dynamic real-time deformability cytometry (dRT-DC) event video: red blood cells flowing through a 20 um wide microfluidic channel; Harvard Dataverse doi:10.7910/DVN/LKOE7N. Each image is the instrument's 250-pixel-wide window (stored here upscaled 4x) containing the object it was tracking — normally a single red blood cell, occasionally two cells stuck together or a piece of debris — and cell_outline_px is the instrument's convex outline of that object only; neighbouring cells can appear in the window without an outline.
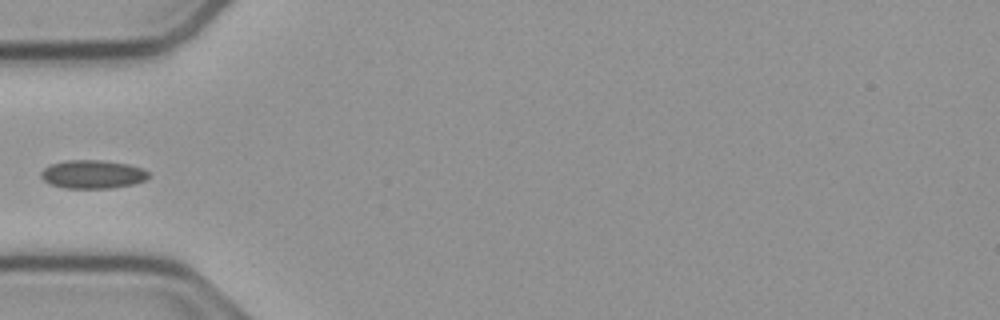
{"species": "common noctule bat (a hibernating species)", "species_latin": "Nyctalus noctula", "temperature_condition": "cold", "stored_images_in_passage": 37, "camera_frame_rate_fps": 3000, "um_per_image_px": 0.085, "animal": {"sex": "male", "body_mass_g": 23.1, "forearm_length_mm": 52.7}, "frame": {"image": 1, "passage_image": 1, "time_ms": 0.0, "image_size_px": [1000, 320], "cell_outline_px": [[148, 176], [144, 180], [132, 184], [112, 188], [64, 188], [48, 184], [40, 176], [40, 172], [44, 168], [52, 164], [64, 160], [100, 160], [128, 164], [144, 168], [148, 172]], "centroid_in_image_um": [7.84, 14.81], "position_along_channel_um": 77.2, "area_um2": 17.86}}
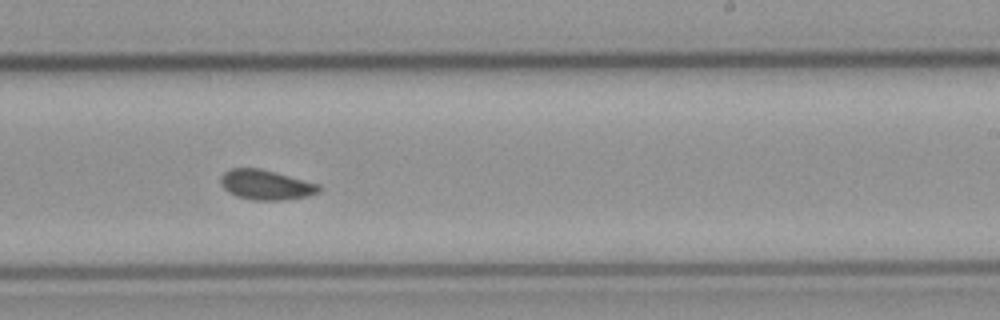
{"frame": {"image": 2, "passage_image": 16, "time_ms": 5.0, "image_size_px": [1000, 320], "cell_outline_px": [[324, 188], [320, 192], [308, 196], [284, 200], [252, 200], [236, 196], [228, 192], [220, 184], [220, 176], [224, 172], [232, 168], [260, 168], [276, 172], [320, 184]], "centroid_in_image_um": [22.63, 15.71], "position_along_channel_um": 266.4, "area_um2": 17.4}}
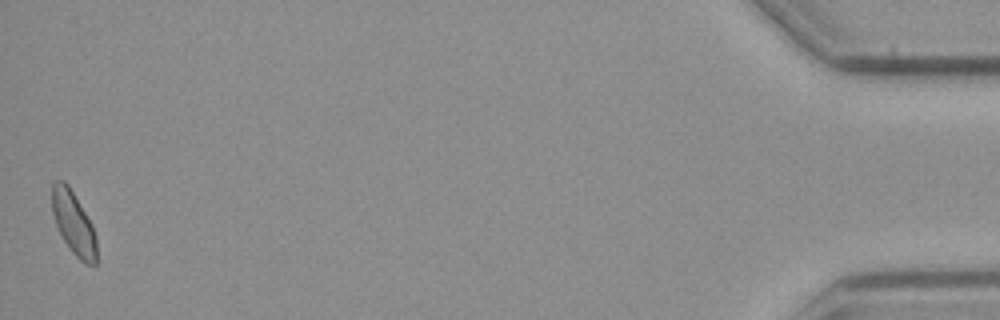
{"frame": {"image": 3, "passage_image": 37, "time_ms": 12.0, "image_size_px": [1000, 320], "cell_outline_px": [[96, 264], [84, 264], [72, 252], [64, 240], [56, 224], [52, 212], [52, 184], [56, 180], [64, 180], [68, 184], [92, 224], [96, 236]], "centroid_in_image_um": [6.25, 18.95], "position_along_channel_um": 428.9, "area_um2": 16.24}}